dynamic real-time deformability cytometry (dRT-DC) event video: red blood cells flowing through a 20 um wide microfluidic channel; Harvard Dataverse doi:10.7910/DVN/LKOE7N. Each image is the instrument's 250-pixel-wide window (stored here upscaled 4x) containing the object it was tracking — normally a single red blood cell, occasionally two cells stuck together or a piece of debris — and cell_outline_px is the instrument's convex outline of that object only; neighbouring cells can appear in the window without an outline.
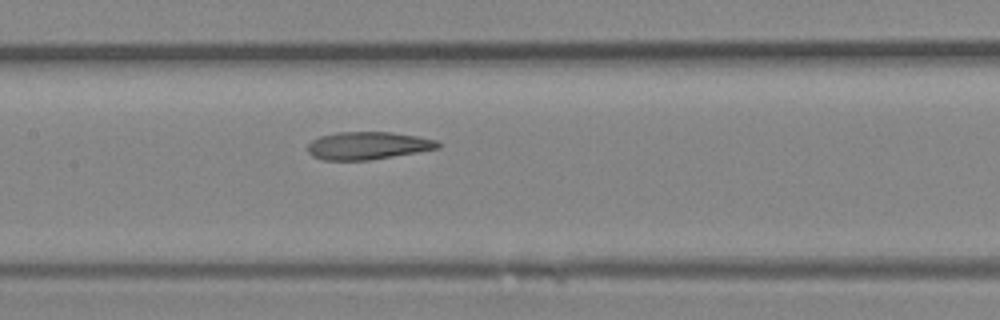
{"species": "Egyptian fruit bat (a non-hibernating species)", "species_latin": "Rousettus aegyptiacus", "temperature_condition": "room temperature", "stored_images_in_passage": 11, "camera_frame_rate_fps": 3000, "um_per_image_px": 0.085, "animal": {"sex": "female"}, "frame": {"image": 1, "passage_image": 8, "time_ms": 2.333, "image_size_px": [1000, 320], "cell_outline_px": [[440, 148], [368, 160], [324, 160], [312, 156], [308, 152], [308, 144], [312, 140], [320, 136], [336, 132], [392, 132], [416, 136], [436, 140], [440, 144]], "centroid_in_image_um": [31.24, 12.37], "position_along_channel_um": 176.2, "area_um2": 20.87}}
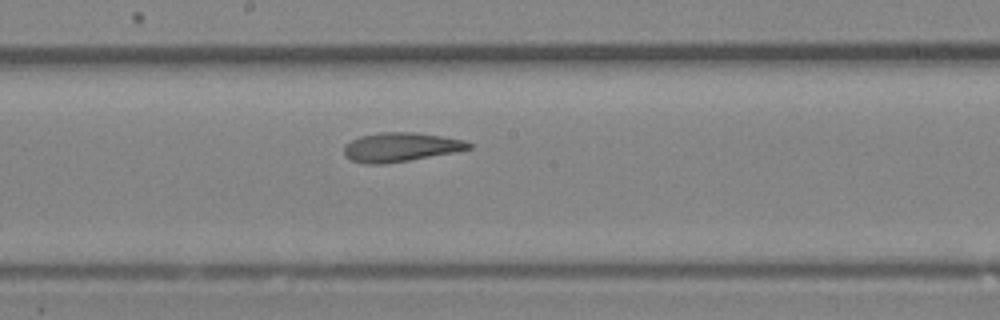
{"frame": {"image": 2, "passage_image": 10, "time_ms": 3.0, "image_size_px": [1000, 320], "cell_outline_px": [[472, 148], [452, 152], [408, 160], [384, 164], [364, 164], [352, 160], [344, 156], [344, 144], [360, 136], [380, 132], [412, 132], [440, 136], [464, 140], [472, 144]], "centroid_in_image_um": [33.99, 12.5], "position_along_channel_um": 214.2, "area_um2": 20.92}}